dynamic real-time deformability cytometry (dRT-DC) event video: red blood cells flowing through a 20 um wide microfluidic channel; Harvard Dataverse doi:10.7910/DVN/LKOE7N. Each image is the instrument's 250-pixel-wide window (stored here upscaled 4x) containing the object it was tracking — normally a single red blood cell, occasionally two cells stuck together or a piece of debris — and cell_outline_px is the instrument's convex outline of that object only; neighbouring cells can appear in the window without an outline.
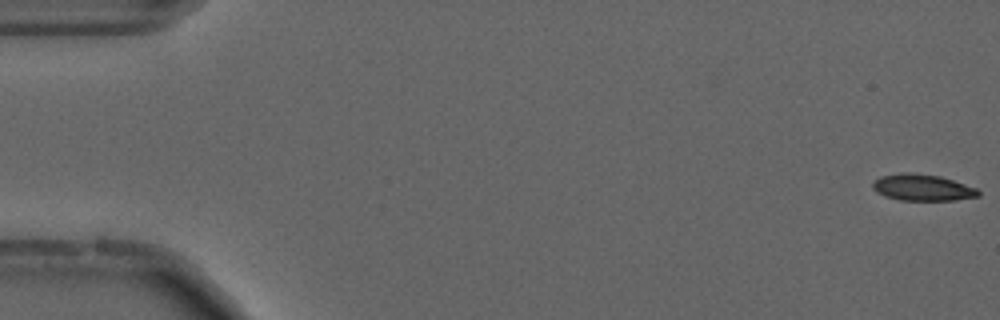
{"species": "common noctule bat (a hibernating species)", "species_latin": "Nyctalus noctula", "temperature_condition": "cold", "stored_images_in_passage": 55, "camera_frame_rate_fps": 3000, "um_per_image_px": 0.085, "animal": {"sex": "male", "forearm_length_mm": 52.5}, "frame": {"image": 1, "passage_image": 1, "time_ms": 0.0, "image_size_px": [1000, 320], "cell_outline_px": [[980, 196], [952, 200], [900, 200], [884, 196], [876, 192], [872, 188], [872, 184], [880, 176], [900, 172], [912, 172], [940, 176], [976, 188], [980, 192]], "centroid_in_image_um": [78.37, 15.93], "position_along_channel_um": 6.6, "area_um2": 16.3}}
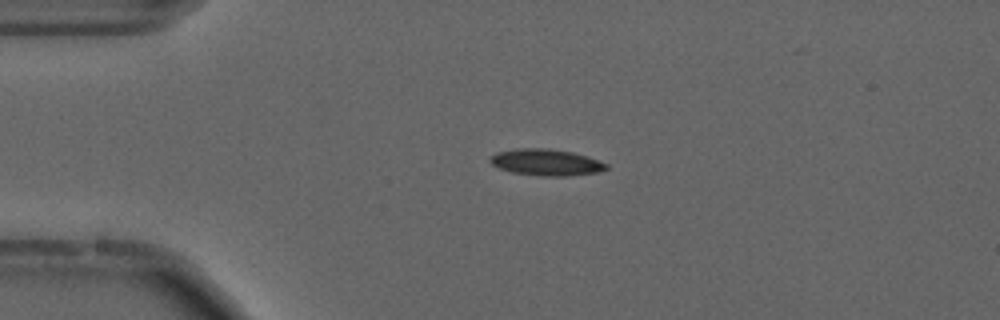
{"frame": {"image": 2, "passage_image": 13, "time_ms": 4.0, "image_size_px": [1000, 320], "cell_outline_px": [[608, 168], [596, 172], [564, 176], [540, 176], [512, 172], [500, 168], [492, 164], [488, 160], [496, 152], [516, 148], [548, 148], [572, 152], [588, 156], [608, 164]], "centroid_in_image_um": [46.41, 13.79], "position_along_channel_um": 38.6, "area_um2": 17.86}}
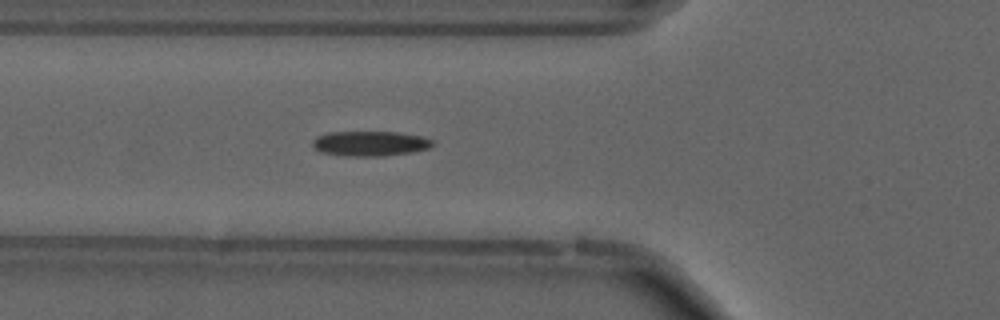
{"frame": {"image": 3, "passage_image": 20, "time_ms": 6.333, "image_size_px": [1000, 320], "cell_outline_px": [[436, 144], [428, 148], [412, 152], [384, 156], [348, 156], [320, 152], [312, 148], [312, 140], [316, 136], [328, 132], [396, 132], [420, 136], [432, 140]], "centroid_in_image_um": [31.41, 12.2], "position_along_channel_um": 94.4, "area_um2": 17.57}, "authors_computed_cell_mechanics": {"area_um2": 16.6464, "velocity_mm_per_s": 3.7063, "shape_relaxation_time_tau1_ms": 9.1679, "shape_relaxation_time_tau2_ms": null, "deformation_change_tau1": 0.1769, "deformation_change_tau2": null}}